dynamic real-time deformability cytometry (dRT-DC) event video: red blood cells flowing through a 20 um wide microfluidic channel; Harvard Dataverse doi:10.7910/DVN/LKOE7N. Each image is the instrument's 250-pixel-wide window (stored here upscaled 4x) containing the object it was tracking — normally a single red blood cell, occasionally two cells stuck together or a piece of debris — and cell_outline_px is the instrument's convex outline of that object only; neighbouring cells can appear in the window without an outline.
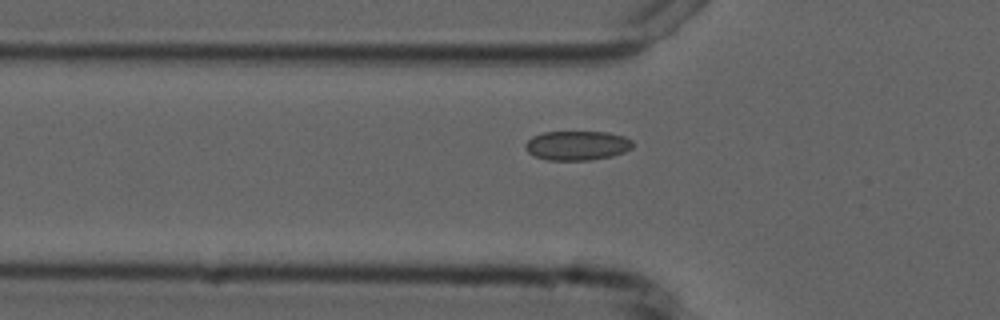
{"species": "common noctule bat (a hibernating species)", "species_latin": "Nyctalus noctula", "temperature_condition": "cold", "stored_images_in_passage": 6, "camera_frame_rate_fps": 3000, "um_per_image_px": 0.085, "animal": {"sex": "male", "forearm_length_mm": 52.5}, "frame": {"image": 1, "passage_image": 6, "time_ms": 5.667, "image_size_px": [1000, 320], "cell_outline_px": [[632, 148], [624, 152], [612, 156], [592, 160], [548, 160], [536, 156], [528, 152], [524, 148], [524, 144], [532, 136], [544, 132], [608, 132], [624, 136], [632, 140]], "centroid_in_image_um": [49.05, 12.37], "position_along_channel_um": 76.7, "area_um2": 18.44}}